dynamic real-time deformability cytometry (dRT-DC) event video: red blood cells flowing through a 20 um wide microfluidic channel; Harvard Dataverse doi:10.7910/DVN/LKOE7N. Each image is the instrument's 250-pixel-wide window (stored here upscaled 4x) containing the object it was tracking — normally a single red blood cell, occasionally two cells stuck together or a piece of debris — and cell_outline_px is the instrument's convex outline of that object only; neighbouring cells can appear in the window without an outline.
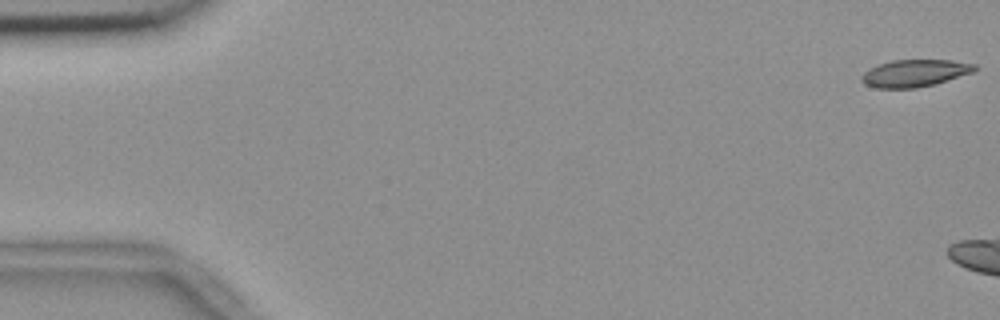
{"species": "common noctule bat (a hibernating species)", "species_latin": "Nyctalus noctula", "temperature_condition": "room temperature", "stored_images_in_passage": 8, "camera_frame_rate_fps": 3000, "um_per_image_px": 0.085, "animal": {"sex": "female", "body_mass_g": 18.4}, "frame": {"image": 1, "passage_image": 1, "time_ms": 0.0, "image_size_px": [1000, 320], "cell_outline_px": [[980, 68], [972, 72], [936, 84], [916, 88], [876, 88], [864, 84], [860, 80], [860, 76], [864, 72], [880, 64], [892, 60], [952, 60], [976, 64]], "centroid_in_image_um": [77.77, 6.22], "position_along_channel_um": 7.2, "area_um2": 17.98}}